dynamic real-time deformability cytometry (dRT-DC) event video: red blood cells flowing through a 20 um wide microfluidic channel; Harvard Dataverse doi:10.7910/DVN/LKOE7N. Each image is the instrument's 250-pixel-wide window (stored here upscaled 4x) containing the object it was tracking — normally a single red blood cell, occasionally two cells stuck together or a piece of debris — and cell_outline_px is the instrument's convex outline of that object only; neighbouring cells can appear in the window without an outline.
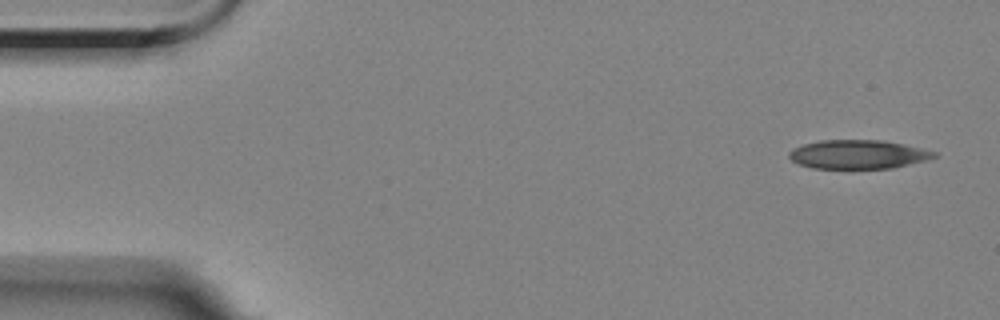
{"species": "Egyptian fruit bat (a non-hibernating species)", "species_latin": "Rousettus aegyptiacus", "temperature_condition": "room temperature", "stored_images_in_passage": 5, "camera_frame_rate_fps": 3000, "um_per_image_px": 0.085, "animal": {"sex": "female"}, "frame": {"image": 1, "passage_image": 1, "time_ms": 0.0, "image_size_px": [1000, 320], "cell_outline_px": [[940, 156], [892, 168], [812, 168], [800, 164], [792, 160], [788, 156], [788, 152], [792, 148], [804, 144], [820, 140], [884, 140], [904, 144], [936, 152]], "centroid_in_image_um": [72.92, 13.11], "position_along_channel_um": 12.1, "area_um2": 24.28}}
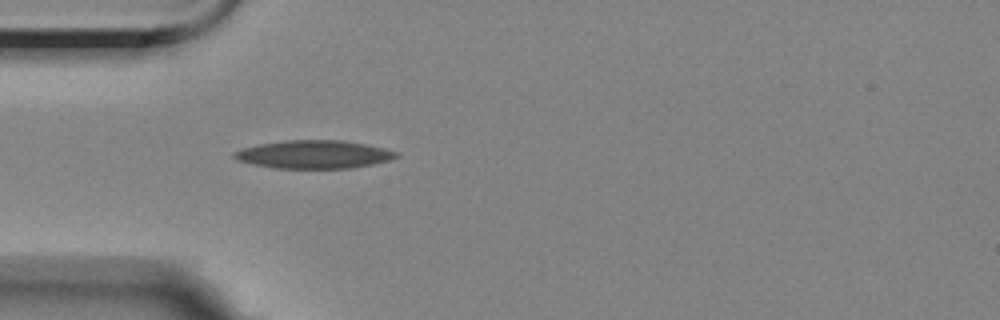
{"frame": {"image": 2, "passage_image": 5, "time_ms": 4.333, "image_size_px": [1000, 320], "cell_outline_px": [[400, 156], [388, 160], [372, 164], [352, 168], [272, 168], [252, 164], [236, 160], [232, 156], [232, 152], [244, 148], [260, 144], [284, 140], [344, 140], [384, 148], [400, 152]], "centroid_in_image_um": [26.67, 13.12], "position_along_channel_um": 58.3, "area_um2": 26.65}}